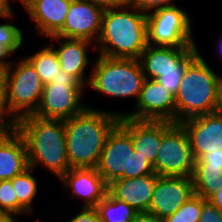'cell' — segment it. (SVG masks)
I'll list each match as a JSON object with an SVG mask.
<instances>
[{"mask_svg": "<svg viewBox=\"0 0 222 222\" xmlns=\"http://www.w3.org/2000/svg\"><path fill=\"white\" fill-rule=\"evenodd\" d=\"M123 112L87 106L64 120L66 150L71 168H96L107 137L119 123Z\"/></svg>", "mask_w": 222, "mask_h": 222, "instance_id": "cell-1", "label": "cell"}, {"mask_svg": "<svg viewBox=\"0 0 222 222\" xmlns=\"http://www.w3.org/2000/svg\"><path fill=\"white\" fill-rule=\"evenodd\" d=\"M96 44L99 55L138 60L148 45L147 14L134 5L104 10Z\"/></svg>", "mask_w": 222, "mask_h": 222, "instance_id": "cell-2", "label": "cell"}, {"mask_svg": "<svg viewBox=\"0 0 222 222\" xmlns=\"http://www.w3.org/2000/svg\"><path fill=\"white\" fill-rule=\"evenodd\" d=\"M15 129L24 139L29 167L35 169L42 164L59 179L71 169L64 120L28 115L16 122Z\"/></svg>", "mask_w": 222, "mask_h": 222, "instance_id": "cell-3", "label": "cell"}, {"mask_svg": "<svg viewBox=\"0 0 222 222\" xmlns=\"http://www.w3.org/2000/svg\"><path fill=\"white\" fill-rule=\"evenodd\" d=\"M219 81L220 76L199 52L186 66L175 96L176 123L216 112Z\"/></svg>", "mask_w": 222, "mask_h": 222, "instance_id": "cell-4", "label": "cell"}, {"mask_svg": "<svg viewBox=\"0 0 222 222\" xmlns=\"http://www.w3.org/2000/svg\"><path fill=\"white\" fill-rule=\"evenodd\" d=\"M88 87L114 98H134L136 104L145 75L139 60L99 55L93 62Z\"/></svg>", "mask_w": 222, "mask_h": 222, "instance_id": "cell-5", "label": "cell"}, {"mask_svg": "<svg viewBox=\"0 0 222 222\" xmlns=\"http://www.w3.org/2000/svg\"><path fill=\"white\" fill-rule=\"evenodd\" d=\"M96 169L107 184L156 174L153 165L134 150L130 134L119 123L109 133Z\"/></svg>", "mask_w": 222, "mask_h": 222, "instance_id": "cell-6", "label": "cell"}, {"mask_svg": "<svg viewBox=\"0 0 222 222\" xmlns=\"http://www.w3.org/2000/svg\"><path fill=\"white\" fill-rule=\"evenodd\" d=\"M84 88L75 77L60 70L55 80L44 85L40 104L33 115L53 120H66L75 116L87 107L80 103Z\"/></svg>", "mask_w": 222, "mask_h": 222, "instance_id": "cell-7", "label": "cell"}, {"mask_svg": "<svg viewBox=\"0 0 222 222\" xmlns=\"http://www.w3.org/2000/svg\"><path fill=\"white\" fill-rule=\"evenodd\" d=\"M148 44L164 47H198L188 12L177 5L147 13Z\"/></svg>", "mask_w": 222, "mask_h": 222, "instance_id": "cell-8", "label": "cell"}, {"mask_svg": "<svg viewBox=\"0 0 222 222\" xmlns=\"http://www.w3.org/2000/svg\"><path fill=\"white\" fill-rule=\"evenodd\" d=\"M16 63L12 61V64L6 69L7 101L10 113L19 120L36 112L44 84L26 58Z\"/></svg>", "mask_w": 222, "mask_h": 222, "instance_id": "cell-9", "label": "cell"}, {"mask_svg": "<svg viewBox=\"0 0 222 222\" xmlns=\"http://www.w3.org/2000/svg\"><path fill=\"white\" fill-rule=\"evenodd\" d=\"M195 159L180 123L163 121V137L154 164L158 176L192 177Z\"/></svg>", "mask_w": 222, "mask_h": 222, "instance_id": "cell-10", "label": "cell"}, {"mask_svg": "<svg viewBox=\"0 0 222 222\" xmlns=\"http://www.w3.org/2000/svg\"><path fill=\"white\" fill-rule=\"evenodd\" d=\"M135 110L123 116L135 120L170 121L176 123L175 96L156 80L145 78Z\"/></svg>", "mask_w": 222, "mask_h": 222, "instance_id": "cell-11", "label": "cell"}, {"mask_svg": "<svg viewBox=\"0 0 222 222\" xmlns=\"http://www.w3.org/2000/svg\"><path fill=\"white\" fill-rule=\"evenodd\" d=\"M199 53L197 47H164L147 45L138 59L145 78L157 80L163 73L184 72Z\"/></svg>", "mask_w": 222, "mask_h": 222, "instance_id": "cell-12", "label": "cell"}, {"mask_svg": "<svg viewBox=\"0 0 222 222\" xmlns=\"http://www.w3.org/2000/svg\"><path fill=\"white\" fill-rule=\"evenodd\" d=\"M194 194L191 177L158 176L147 215L164 220Z\"/></svg>", "mask_w": 222, "mask_h": 222, "instance_id": "cell-13", "label": "cell"}, {"mask_svg": "<svg viewBox=\"0 0 222 222\" xmlns=\"http://www.w3.org/2000/svg\"><path fill=\"white\" fill-rule=\"evenodd\" d=\"M103 13L104 10L91 0H73L63 28L56 36L96 43L101 32Z\"/></svg>", "mask_w": 222, "mask_h": 222, "instance_id": "cell-14", "label": "cell"}, {"mask_svg": "<svg viewBox=\"0 0 222 222\" xmlns=\"http://www.w3.org/2000/svg\"><path fill=\"white\" fill-rule=\"evenodd\" d=\"M180 124L188 135L195 160L208 152L221 151L222 113L198 115L183 120Z\"/></svg>", "mask_w": 222, "mask_h": 222, "instance_id": "cell-15", "label": "cell"}, {"mask_svg": "<svg viewBox=\"0 0 222 222\" xmlns=\"http://www.w3.org/2000/svg\"><path fill=\"white\" fill-rule=\"evenodd\" d=\"M35 23L39 35L50 38L63 28L73 0H18Z\"/></svg>", "mask_w": 222, "mask_h": 222, "instance_id": "cell-16", "label": "cell"}, {"mask_svg": "<svg viewBox=\"0 0 222 222\" xmlns=\"http://www.w3.org/2000/svg\"><path fill=\"white\" fill-rule=\"evenodd\" d=\"M72 198H83V207H96L108 192V184L96 168H71L59 179Z\"/></svg>", "mask_w": 222, "mask_h": 222, "instance_id": "cell-17", "label": "cell"}, {"mask_svg": "<svg viewBox=\"0 0 222 222\" xmlns=\"http://www.w3.org/2000/svg\"><path fill=\"white\" fill-rule=\"evenodd\" d=\"M50 40L59 42L58 48L54 46L55 44L52 42L49 45H51L57 53L61 70L72 75L82 85L88 87L91 74L86 77L85 70L88 69L89 62L93 63V61L88 59L87 49L93 44V52L97 51L94 45L95 43L85 39H69L57 36L50 37Z\"/></svg>", "mask_w": 222, "mask_h": 222, "instance_id": "cell-18", "label": "cell"}, {"mask_svg": "<svg viewBox=\"0 0 222 222\" xmlns=\"http://www.w3.org/2000/svg\"><path fill=\"white\" fill-rule=\"evenodd\" d=\"M157 174H148L134 178H118L108 184V192L117 200L133 207L140 214L149 211Z\"/></svg>", "mask_w": 222, "mask_h": 222, "instance_id": "cell-19", "label": "cell"}, {"mask_svg": "<svg viewBox=\"0 0 222 222\" xmlns=\"http://www.w3.org/2000/svg\"><path fill=\"white\" fill-rule=\"evenodd\" d=\"M119 124L130 134L135 151L153 166L163 137V121L120 117Z\"/></svg>", "mask_w": 222, "mask_h": 222, "instance_id": "cell-20", "label": "cell"}, {"mask_svg": "<svg viewBox=\"0 0 222 222\" xmlns=\"http://www.w3.org/2000/svg\"><path fill=\"white\" fill-rule=\"evenodd\" d=\"M29 168L27 149L18 131L5 129L0 134V181L11 180Z\"/></svg>", "mask_w": 222, "mask_h": 222, "instance_id": "cell-21", "label": "cell"}, {"mask_svg": "<svg viewBox=\"0 0 222 222\" xmlns=\"http://www.w3.org/2000/svg\"><path fill=\"white\" fill-rule=\"evenodd\" d=\"M101 222H134L140 213L125 202L114 198L109 192L96 205Z\"/></svg>", "mask_w": 222, "mask_h": 222, "instance_id": "cell-22", "label": "cell"}, {"mask_svg": "<svg viewBox=\"0 0 222 222\" xmlns=\"http://www.w3.org/2000/svg\"><path fill=\"white\" fill-rule=\"evenodd\" d=\"M25 58L33 65L44 85L51 83L60 73L61 67L57 53L49 44Z\"/></svg>", "mask_w": 222, "mask_h": 222, "instance_id": "cell-23", "label": "cell"}, {"mask_svg": "<svg viewBox=\"0 0 222 222\" xmlns=\"http://www.w3.org/2000/svg\"><path fill=\"white\" fill-rule=\"evenodd\" d=\"M194 194L208 200L222 188V169L194 167L192 175Z\"/></svg>", "mask_w": 222, "mask_h": 222, "instance_id": "cell-24", "label": "cell"}, {"mask_svg": "<svg viewBox=\"0 0 222 222\" xmlns=\"http://www.w3.org/2000/svg\"><path fill=\"white\" fill-rule=\"evenodd\" d=\"M33 168H27L23 173L12 179L18 202L30 213H33L32 202L38 193V179L33 175Z\"/></svg>", "mask_w": 222, "mask_h": 222, "instance_id": "cell-25", "label": "cell"}, {"mask_svg": "<svg viewBox=\"0 0 222 222\" xmlns=\"http://www.w3.org/2000/svg\"><path fill=\"white\" fill-rule=\"evenodd\" d=\"M202 209V197L193 194L172 215L166 217L164 222H198Z\"/></svg>", "mask_w": 222, "mask_h": 222, "instance_id": "cell-26", "label": "cell"}, {"mask_svg": "<svg viewBox=\"0 0 222 222\" xmlns=\"http://www.w3.org/2000/svg\"><path fill=\"white\" fill-rule=\"evenodd\" d=\"M0 212L30 214L17 200L11 180L0 181Z\"/></svg>", "mask_w": 222, "mask_h": 222, "instance_id": "cell-27", "label": "cell"}, {"mask_svg": "<svg viewBox=\"0 0 222 222\" xmlns=\"http://www.w3.org/2000/svg\"><path fill=\"white\" fill-rule=\"evenodd\" d=\"M17 121L9 111L7 101V71L5 68L0 67V123L6 129H13Z\"/></svg>", "mask_w": 222, "mask_h": 222, "instance_id": "cell-28", "label": "cell"}, {"mask_svg": "<svg viewBox=\"0 0 222 222\" xmlns=\"http://www.w3.org/2000/svg\"><path fill=\"white\" fill-rule=\"evenodd\" d=\"M23 34L12 22H6V24H0V41L6 46L12 53H15L21 46H23Z\"/></svg>", "mask_w": 222, "mask_h": 222, "instance_id": "cell-29", "label": "cell"}, {"mask_svg": "<svg viewBox=\"0 0 222 222\" xmlns=\"http://www.w3.org/2000/svg\"><path fill=\"white\" fill-rule=\"evenodd\" d=\"M183 74L184 72L163 73V76L159 77L156 81L176 96L179 91Z\"/></svg>", "mask_w": 222, "mask_h": 222, "instance_id": "cell-30", "label": "cell"}, {"mask_svg": "<svg viewBox=\"0 0 222 222\" xmlns=\"http://www.w3.org/2000/svg\"><path fill=\"white\" fill-rule=\"evenodd\" d=\"M198 222H222V212L202 197V209Z\"/></svg>", "mask_w": 222, "mask_h": 222, "instance_id": "cell-31", "label": "cell"}, {"mask_svg": "<svg viewBox=\"0 0 222 222\" xmlns=\"http://www.w3.org/2000/svg\"><path fill=\"white\" fill-rule=\"evenodd\" d=\"M194 167H208L222 169V149L221 151L208 152L195 160Z\"/></svg>", "mask_w": 222, "mask_h": 222, "instance_id": "cell-32", "label": "cell"}, {"mask_svg": "<svg viewBox=\"0 0 222 222\" xmlns=\"http://www.w3.org/2000/svg\"><path fill=\"white\" fill-rule=\"evenodd\" d=\"M172 1L174 0H132V5L147 14L158 8L175 5Z\"/></svg>", "mask_w": 222, "mask_h": 222, "instance_id": "cell-33", "label": "cell"}, {"mask_svg": "<svg viewBox=\"0 0 222 222\" xmlns=\"http://www.w3.org/2000/svg\"><path fill=\"white\" fill-rule=\"evenodd\" d=\"M68 222H101L96 207H83Z\"/></svg>", "mask_w": 222, "mask_h": 222, "instance_id": "cell-34", "label": "cell"}, {"mask_svg": "<svg viewBox=\"0 0 222 222\" xmlns=\"http://www.w3.org/2000/svg\"><path fill=\"white\" fill-rule=\"evenodd\" d=\"M103 10L123 8L132 5V0H91Z\"/></svg>", "mask_w": 222, "mask_h": 222, "instance_id": "cell-35", "label": "cell"}, {"mask_svg": "<svg viewBox=\"0 0 222 222\" xmlns=\"http://www.w3.org/2000/svg\"><path fill=\"white\" fill-rule=\"evenodd\" d=\"M11 0H0V18L12 19L14 16L13 8L10 4ZM15 1V0H14Z\"/></svg>", "mask_w": 222, "mask_h": 222, "instance_id": "cell-36", "label": "cell"}, {"mask_svg": "<svg viewBox=\"0 0 222 222\" xmlns=\"http://www.w3.org/2000/svg\"><path fill=\"white\" fill-rule=\"evenodd\" d=\"M12 52L2 44V42L0 41V67L1 68H5L7 69L11 64V60L8 61L7 57H9V55H11Z\"/></svg>", "mask_w": 222, "mask_h": 222, "instance_id": "cell-37", "label": "cell"}, {"mask_svg": "<svg viewBox=\"0 0 222 222\" xmlns=\"http://www.w3.org/2000/svg\"><path fill=\"white\" fill-rule=\"evenodd\" d=\"M208 200L222 212V188H220Z\"/></svg>", "mask_w": 222, "mask_h": 222, "instance_id": "cell-38", "label": "cell"}, {"mask_svg": "<svg viewBox=\"0 0 222 222\" xmlns=\"http://www.w3.org/2000/svg\"><path fill=\"white\" fill-rule=\"evenodd\" d=\"M134 222H164V221L162 219L147 214H140Z\"/></svg>", "mask_w": 222, "mask_h": 222, "instance_id": "cell-39", "label": "cell"}, {"mask_svg": "<svg viewBox=\"0 0 222 222\" xmlns=\"http://www.w3.org/2000/svg\"><path fill=\"white\" fill-rule=\"evenodd\" d=\"M14 217L16 218L17 215L13 213L0 212V222H17Z\"/></svg>", "mask_w": 222, "mask_h": 222, "instance_id": "cell-40", "label": "cell"}, {"mask_svg": "<svg viewBox=\"0 0 222 222\" xmlns=\"http://www.w3.org/2000/svg\"><path fill=\"white\" fill-rule=\"evenodd\" d=\"M216 112L222 113V80L218 84V102Z\"/></svg>", "mask_w": 222, "mask_h": 222, "instance_id": "cell-41", "label": "cell"}, {"mask_svg": "<svg viewBox=\"0 0 222 222\" xmlns=\"http://www.w3.org/2000/svg\"><path fill=\"white\" fill-rule=\"evenodd\" d=\"M219 42L220 43H218L219 44V54H221V56H222V37L220 38V40H219Z\"/></svg>", "mask_w": 222, "mask_h": 222, "instance_id": "cell-42", "label": "cell"}, {"mask_svg": "<svg viewBox=\"0 0 222 222\" xmlns=\"http://www.w3.org/2000/svg\"><path fill=\"white\" fill-rule=\"evenodd\" d=\"M6 128L0 123V134L5 130Z\"/></svg>", "mask_w": 222, "mask_h": 222, "instance_id": "cell-43", "label": "cell"}]
</instances>
